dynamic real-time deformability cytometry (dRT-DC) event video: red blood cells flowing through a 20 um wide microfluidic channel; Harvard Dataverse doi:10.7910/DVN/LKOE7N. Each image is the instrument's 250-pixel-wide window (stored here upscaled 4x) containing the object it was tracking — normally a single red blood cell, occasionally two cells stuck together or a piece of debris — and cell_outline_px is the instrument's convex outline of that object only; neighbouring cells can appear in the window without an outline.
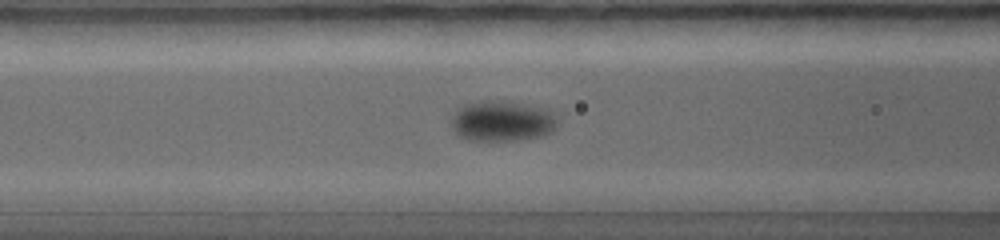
{"species": "common noctule bat (a hibernating species)", "species_latin": "Nyctalus noctula", "temperature_condition": "warm", "stored_images_in_passage": 43, "camera_frame_rate_fps": 5000, "um_per_image_px": 0.085, "animal": {"sex": "female", "body_mass_g": 19.0, "forearm_length_mm": 56.7}, "frame": {"image": 1, "passage_image": 10, "time_ms": 1.8, "image_size_px": [1000, 240], "cell_outline_px": [[560, 124], [552, 132], [540, 136], [516, 140], [468, 140], [456, 136], [452, 128], [452, 112], [464, 104], [480, 100], [504, 100], [528, 104], [556, 112]], "centroid_in_image_um": [42.69, 10.27], "position_along_channel_um": 123.9, "area_um2": 25.84}}
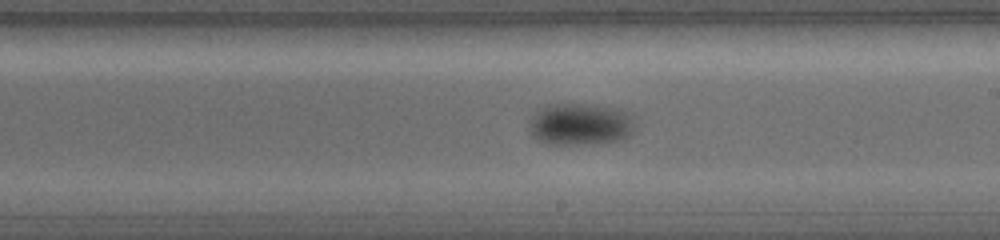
{"frame": {"image": 2, "passage_image": 19, "time_ms": 3.6, "image_size_px": [1000, 240], "cell_outline_px": [[636, 124], [632, 132], [628, 136], [616, 140], [576, 144], [548, 144], [532, 136], [528, 132], [528, 120], [536, 112], [552, 104], [584, 104], [616, 108], [632, 112]], "centroid_in_image_um": [49.33, 10.54], "position_along_channel_um": 239.7, "area_um2": 25.89}}
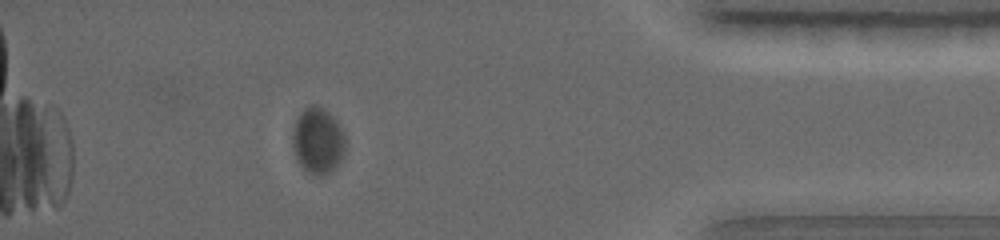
{"frame": {"image": 3, "passage_image": 35, "time_ms": 6.8, "image_size_px": [1000, 240], "cell_outline_px": [[344, 156], [328, 172], [312, 172], [304, 168], [296, 160], [292, 144], [292, 136], [296, 120], [300, 112], [304, 108], [312, 104], [316, 104], [324, 108], [336, 120], [344, 136]], "centroid_in_image_um": [26.99, 11.88], "position_along_channel_um": 408.2, "area_um2": 19.77}}